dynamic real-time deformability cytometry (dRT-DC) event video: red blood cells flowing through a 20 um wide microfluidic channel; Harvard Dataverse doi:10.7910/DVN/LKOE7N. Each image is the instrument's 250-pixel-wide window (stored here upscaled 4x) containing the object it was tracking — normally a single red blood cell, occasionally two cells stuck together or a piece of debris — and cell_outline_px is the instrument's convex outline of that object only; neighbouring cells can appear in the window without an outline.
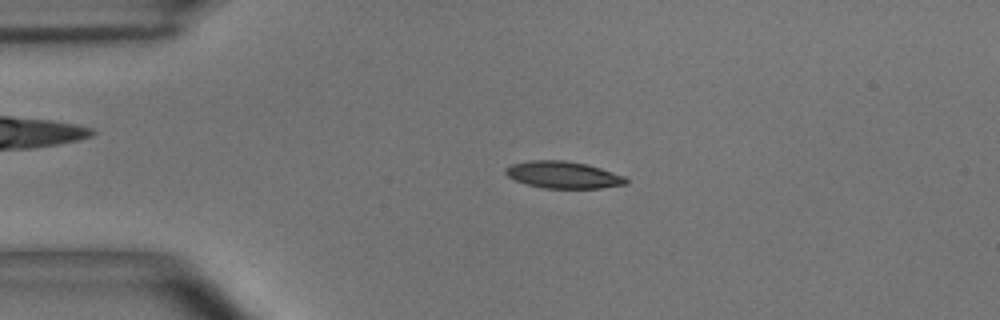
{"species": "common noctule bat (a hibernating species)", "species_latin": "Nyctalus noctula", "temperature_condition": "room temperature", "stored_images_in_passage": 53, "camera_frame_rate_fps": 3000, "um_per_image_px": 0.085, "animal": {"sex": "male", "body_mass_g": 15.6}, "frame": {"image": 1, "passage_image": 11, "time_ms": 3.333, "image_size_px": [1000, 320], "cell_outline_px": [[628, 184], [600, 188], [544, 188], [528, 184], [516, 180], [508, 176], [504, 172], [504, 168], [512, 164], [532, 160], [564, 160], [588, 164], [624, 176], [628, 180]], "centroid_in_image_um": [47.88, 14.86], "position_along_channel_um": 37.1, "area_um2": 18.84}}
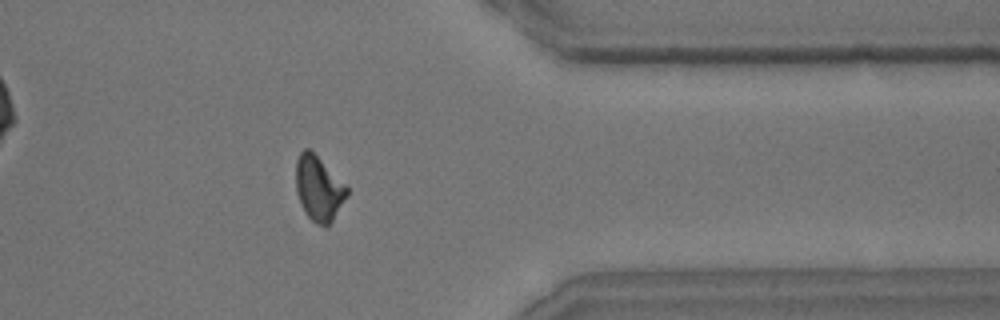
{"frame": {"image": 2, "passage_image": 43, "time_ms": 14.0, "image_size_px": [1000, 320], "cell_outline_px": [[348, 196], [332, 220], [324, 228], [316, 224], [304, 212], [300, 204], [296, 192], [296, 160], [300, 152], [304, 148], [308, 148], [348, 188]], "centroid_in_image_um": [27.06, 16.05], "position_along_channel_um": 384.3, "area_um2": 19.02}}
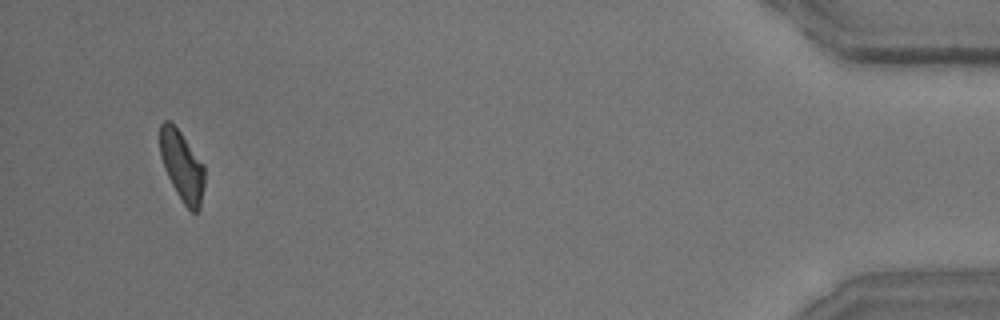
{"frame": {"image": 3, "passage_image": 51, "time_ms": 16.667, "image_size_px": [1000, 320], "cell_outline_px": [[204, 184], [200, 208], [196, 212], [192, 212], [184, 204], [176, 192], [164, 168], [160, 156], [160, 124], [164, 120], [168, 120], [180, 132], [204, 164]], "centroid_in_image_um": [15.47, 14.11], "position_along_channel_um": 419.7, "area_um2": 18.03}, "authors_computed_cell_mechanics": {"area_um2": 18.9006, "velocity_mm_per_s": 3.6674, "shape_relaxation_time_tau1_ms": 5.6295, "shape_relaxation_time_tau2_ms": 3.4174, "deformation_change_tau1": 0.1832, "deformation_change_tau2": 0.1117}}